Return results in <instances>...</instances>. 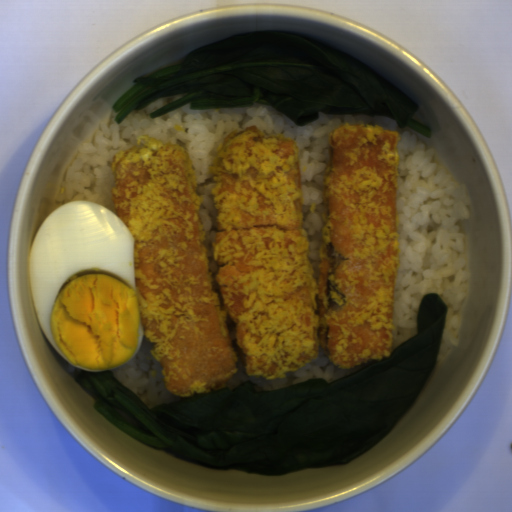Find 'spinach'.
Listing matches in <instances>:
<instances>
[{
	"instance_id": "obj_1",
	"label": "spinach",
	"mask_w": 512,
	"mask_h": 512,
	"mask_svg": "<svg viewBox=\"0 0 512 512\" xmlns=\"http://www.w3.org/2000/svg\"><path fill=\"white\" fill-rule=\"evenodd\" d=\"M448 307L426 293L416 335L338 380L257 391L252 383L149 408L113 372H79L93 408L124 434L218 471L283 476L348 464L385 436L423 390L439 356Z\"/></svg>"
},
{
	"instance_id": "obj_2",
	"label": "spinach",
	"mask_w": 512,
	"mask_h": 512,
	"mask_svg": "<svg viewBox=\"0 0 512 512\" xmlns=\"http://www.w3.org/2000/svg\"><path fill=\"white\" fill-rule=\"evenodd\" d=\"M133 82L113 102L115 123L159 98L188 93L149 118L186 104L197 110L263 104L302 127L319 120V112L377 115L431 137V128L413 118L416 101L390 81L322 41L289 32L227 37Z\"/></svg>"
}]
</instances>
